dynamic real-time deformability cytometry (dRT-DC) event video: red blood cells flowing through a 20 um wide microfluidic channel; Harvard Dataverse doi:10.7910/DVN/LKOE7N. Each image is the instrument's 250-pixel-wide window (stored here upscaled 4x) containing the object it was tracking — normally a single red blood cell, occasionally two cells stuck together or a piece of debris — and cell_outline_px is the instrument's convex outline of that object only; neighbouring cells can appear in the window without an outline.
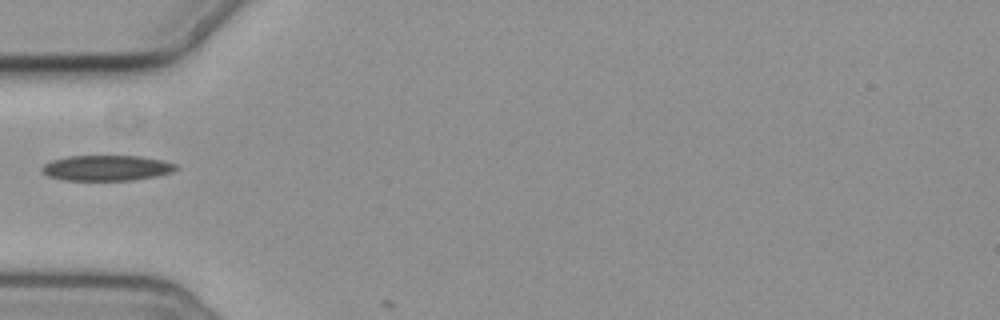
{"species": "common noctule bat (a hibernating species)", "species_latin": "Nyctalus noctula", "temperature_condition": "cold", "stored_images_in_passage": 2, "camera_frame_rate_fps": 3000, "um_per_image_px": 0.085, "animal": {"sex": "female", "body_mass_g": 19.3, "forearm_length_mm": 54.1}, "frame": {"image": 1, "passage_image": 1, "time_ms": 0.0, "image_size_px": [1000, 320], "cell_outline_px": [[180, 168], [172, 172], [156, 176], [132, 180], [64, 180], [48, 176], [40, 172], [40, 168], [44, 164], [52, 160], [68, 156], [140, 156], [164, 160], [176, 164]], "centroid_in_image_um": [9.07, 14.27], "position_along_channel_um": 75.9, "area_um2": 20.06}}